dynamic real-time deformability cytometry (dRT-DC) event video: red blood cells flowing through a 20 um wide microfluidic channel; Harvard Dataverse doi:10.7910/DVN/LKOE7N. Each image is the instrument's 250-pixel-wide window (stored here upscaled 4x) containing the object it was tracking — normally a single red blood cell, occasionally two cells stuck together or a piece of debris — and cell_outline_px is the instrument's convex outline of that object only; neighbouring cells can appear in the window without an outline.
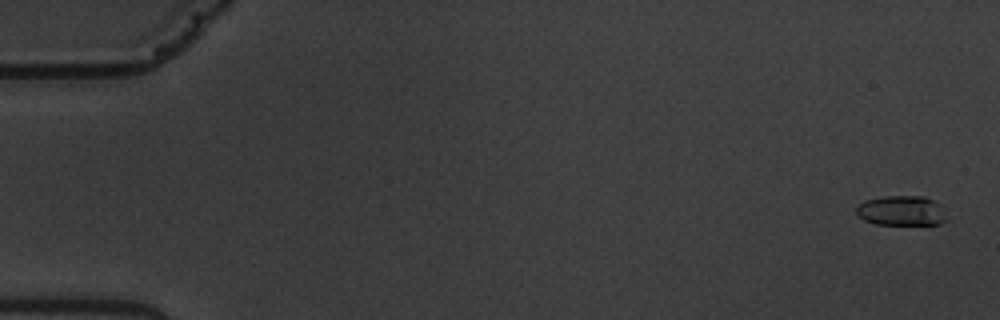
{"species": "common noctule bat (a hibernating species)", "species_latin": "Nyctalus noctula", "temperature_condition": "warm", "stored_images_in_passage": 9, "camera_frame_rate_fps": 3000, "um_per_image_px": 0.085, "animal": {"sex": "male", "body_mass_g": 19.5, "forearm_length_mm": 54.6}, "frame": {"image": 1, "passage_image": 1, "time_ms": 0.0, "image_size_px": [1000, 320], "cell_outline_px": [[948, 220], [940, 224], [876, 224], [864, 220], [856, 212], [856, 208], [864, 200], [884, 196], [924, 196], [940, 204]], "centroid_in_image_um": [76.64, 17.91], "position_along_channel_um": 8.4, "area_um2": 15.72}}
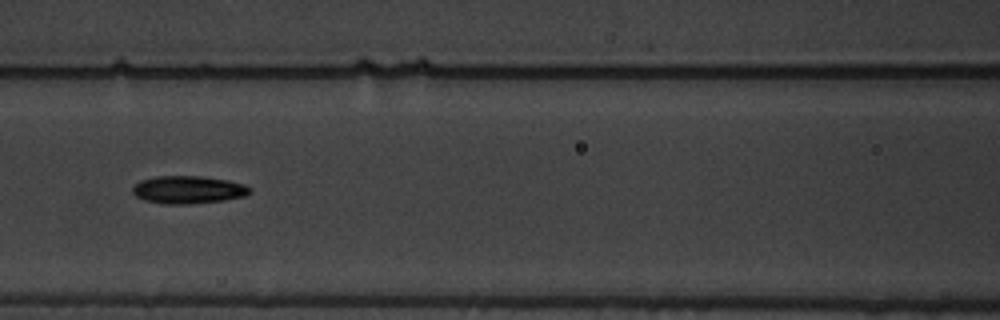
{"frame": {"image": 2, "passage_image": 7, "time_ms": 8.333, "image_size_px": [1000, 320], "cell_outline_px": [[252, 192], [244, 196], [224, 200], [188, 204], [164, 204], [144, 200], [136, 196], [132, 192], [132, 188], [140, 180], [156, 176], [200, 176], [228, 180], [244, 184], [252, 188]], "centroid_in_image_um": [16.0, 16.12], "position_along_channel_um": 150.6, "area_um2": 19.02}}
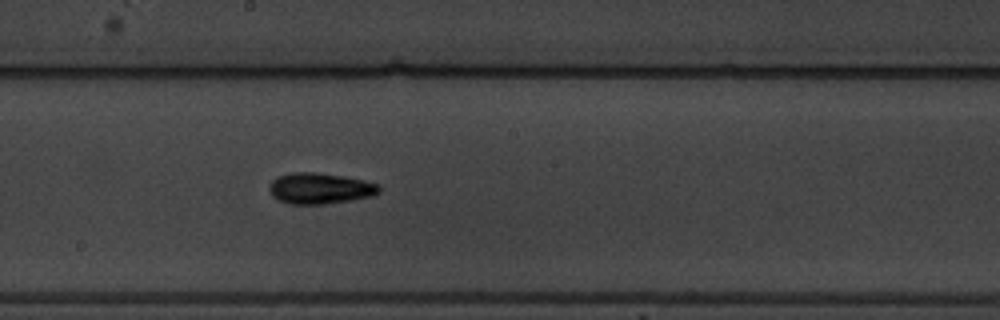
{"frame": {"image": 3, "passage_image": 9, "time_ms": 10.333, "image_size_px": [1000, 320], "cell_outline_px": [[380, 192], [372, 196], [352, 200], [324, 204], [288, 204], [276, 200], [272, 196], [268, 188], [272, 180], [276, 176], [292, 172], [316, 172], [344, 176], [364, 180], [380, 184]], "centroid_in_image_um": [27.18, 16.01], "position_along_channel_um": 221.0, "area_um2": 20.17}}